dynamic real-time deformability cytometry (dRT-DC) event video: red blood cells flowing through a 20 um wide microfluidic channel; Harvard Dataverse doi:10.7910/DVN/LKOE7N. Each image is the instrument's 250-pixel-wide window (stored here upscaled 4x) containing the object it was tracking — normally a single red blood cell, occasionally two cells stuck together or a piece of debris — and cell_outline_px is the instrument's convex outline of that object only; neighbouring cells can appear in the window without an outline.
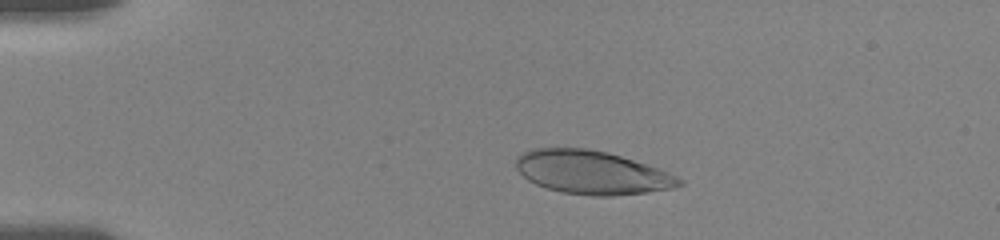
{"species": "human", "species_latin": "Homo sapiens", "temperature_condition": "room temperature", "stored_images_in_passage": 31, "camera_frame_rate_fps": 3000, "um_per_image_px": 0.085, "donor": {"sex": "female"}, "frame": {"image": 1, "passage_image": 17, "time_ms": 3.333, "image_size_px": [1000, 240], "cell_outline_px": [[684, 184], [676, 188], [648, 192], [612, 196], [592, 196], [564, 192], [548, 188], [536, 184], [528, 180], [516, 168], [516, 156], [532, 148], [588, 148], [608, 152], [668, 172], [684, 180]], "centroid_in_image_um": [50.32, 14.66], "position_along_channel_um": 34.7, "area_um2": 41.21}}
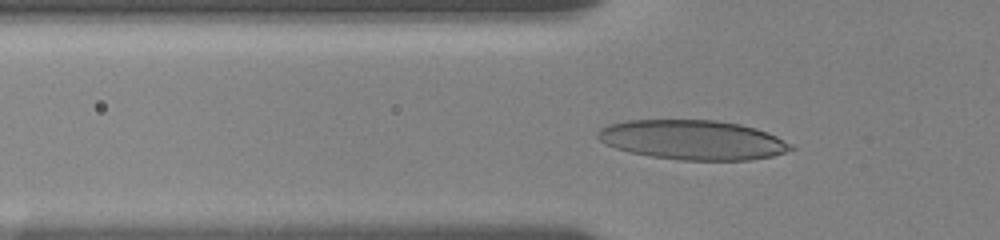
{"frame": {"image": 2, "passage_image": 25, "time_ms": 5.667, "image_size_px": [1000, 240], "cell_outline_px": [[796, 148], [772, 156], [748, 160], [680, 160], [652, 156], [628, 152], [616, 148], [600, 140], [596, 136], [596, 132], [600, 128], [608, 124], [628, 120], [716, 120], [740, 124], [756, 128], [768, 132], [792, 144]], "centroid_in_image_um": [58.88, 11.88], "position_along_channel_um": 66.9, "area_um2": 44.56}}
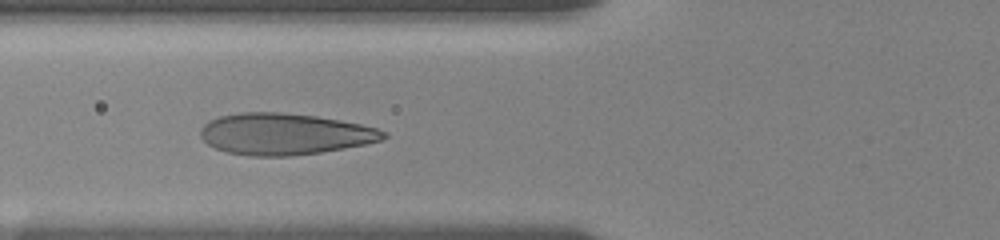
{"frame": {"image": 3, "passage_image": 30, "time_ms": 6.667, "image_size_px": [1000, 240], "cell_outline_px": [[388, 136], [380, 140], [364, 144], [344, 148], [320, 152], [288, 156], [248, 156], [228, 152], [216, 148], [208, 144], [200, 136], [200, 128], [208, 120], [220, 116], [240, 112], [280, 112], [316, 116], [340, 120], [360, 124], [376, 128], [388, 132]], "centroid_in_image_um": [24.17, 11.38], "position_along_channel_um": 101.6, "area_um2": 44.16}}